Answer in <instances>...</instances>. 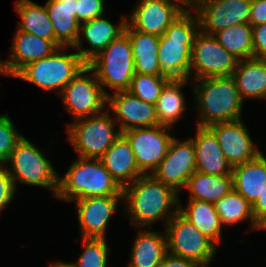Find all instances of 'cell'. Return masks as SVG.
Masks as SVG:
<instances>
[{"mask_svg": "<svg viewBox=\"0 0 266 267\" xmlns=\"http://www.w3.org/2000/svg\"><path fill=\"white\" fill-rule=\"evenodd\" d=\"M119 24L113 25L103 16L80 24L79 37L72 48H75L80 57L88 64L94 57L102 52L113 40L117 39L125 31L127 17L120 18ZM81 35L90 45L84 48Z\"/></svg>", "mask_w": 266, "mask_h": 267, "instance_id": "19", "label": "cell"}, {"mask_svg": "<svg viewBox=\"0 0 266 267\" xmlns=\"http://www.w3.org/2000/svg\"><path fill=\"white\" fill-rule=\"evenodd\" d=\"M12 43L7 62L13 77L27 64L48 57L60 48L56 41L19 30H16Z\"/></svg>", "mask_w": 266, "mask_h": 267, "instance_id": "21", "label": "cell"}, {"mask_svg": "<svg viewBox=\"0 0 266 267\" xmlns=\"http://www.w3.org/2000/svg\"><path fill=\"white\" fill-rule=\"evenodd\" d=\"M130 39L135 73L159 75V36L134 30L126 23L124 31Z\"/></svg>", "mask_w": 266, "mask_h": 267, "instance_id": "26", "label": "cell"}, {"mask_svg": "<svg viewBox=\"0 0 266 267\" xmlns=\"http://www.w3.org/2000/svg\"><path fill=\"white\" fill-rule=\"evenodd\" d=\"M232 77L243 101L266 98V59L238 60Z\"/></svg>", "mask_w": 266, "mask_h": 267, "instance_id": "25", "label": "cell"}, {"mask_svg": "<svg viewBox=\"0 0 266 267\" xmlns=\"http://www.w3.org/2000/svg\"><path fill=\"white\" fill-rule=\"evenodd\" d=\"M193 11H183L159 39V75L168 81L189 79L192 46L200 31L198 16L192 15Z\"/></svg>", "mask_w": 266, "mask_h": 267, "instance_id": "2", "label": "cell"}, {"mask_svg": "<svg viewBox=\"0 0 266 267\" xmlns=\"http://www.w3.org/2000/svg\"><path fill=\"white\" fill-rule=\"evenodd\" d=\"M185 188L190 191L189 200L215 203L233 191V176L196 171L188 178Z\"/></svg>", "mask_w": 266, "mask_h": 267, "instance_id": "29", "label": "cell"}, {"mask_svg": "<svg viewBox=\"0 0 266 267\" xmlns=\"http://www.w3.org/2000/svg\"><path fill=\"white\" fill-rule=\"evenodd\" d=\"M107 107L114 113L121 133L143 127L159 125L155 105L142 101L128 90L107 95Z\"/></svg>", "mask_w": 266, "mask_h": 267, "instance_id": "15", "label": "cell"}, {"mask_svg": "<svg viewBox=\"0 0 266 267\" xmlns=\"http://www.w3.org/2000/svg\"><path fill=\"white\" fill-rule=\"evenodd\" d=\"M109 112L83 117L67 124V137L78 157L100 159L122 134Z\"/></svg>", "mask_w": 266, "mask_h": 267, "instance_id": "7", "label": "cell"}, {"mask_svg": "<svg viewBox=\"0 0 266 267\" xmlns=\"http://www.w3.org/2000/svg\"><path fill=\"white\" fill-rule=\"evenodd\" d=\"M22 138L23 135L14 127L8 112L0 115V165L7 164L11 152Z\"/></svg>", "mask_w": 266, "mask_h": 267, "instance_id": "36", "label": "cell"}, {"mask_svg": "<svg viewBox=\"0 0 266 267\" xmlns=\"http://www.w3.org/2000/svg\"><path fill=\"white\" fill-rule=\"evenodd\" d=\"M0 75L12 76L10 69L8 67V62L5 60H0Z\"/></svg>", "mask_w": 266, "mask_h": 267, "instance_id": "44", "label": "cell"}, {"mask_svg": "<svg viewBox=\"0 0 266 267\" xmlns=\"http://www.w3.org/2000/svg\"><path fill=\"white\" fill-rule=\"evenodd\" d=\"M196 136L190 137L195 148L196 171L208 175H232V166L214 132L209 127H196Z\"/></svg>", "mask_w": 266, "mask_h": 267, "instance_id": "20", "label": "cell"}, {"mask_svg": "<svg viewBox=\"0 0 266 267\" xmlns=\"http://www.w3.org/2000/svg\"><path fill=\"white\" fill-rule=\"evenodd\" d=\"M100 159L122 188L144 175L138 169L130 142L123 134L116 139Z\"/></svg>", "mask_w": 266, "mask_h": 267, "instance_id": "22", "label": "cell"}, {"mask_svg": "<svg viewBox=\"0 0 266 267\" xmlns=\"http://www.w3.org/2000/svg\"><path fill=\"white\" fill-rule=\"evenodd\" d=\"M167 253L197 262L208 267L218 251L217 246L179 211L164 227Z\"/></svg>", "mask_w": 266, "mask_h": 267, "instance_id": "9", "label": "cell"}, {"mask_svg": "<svg viewBox=\"0 0 266 267\" xmlns=\"http://www.w3.org/2000/svg\"><path fill=\"white\" fill-rule=\"evenodd\" d=\"M137 4L127 23L138 32L159 37L183 12L177 4L168 0H139Z\"/></svg>", "mask_w": 266, "mask_h": 267, "instance_id": "18", "label": "cell"}, {"mask_svg": "<svg viewBox=\"0 0 266 267\" xmlns=\"http://www.w3.org/2000/svg\"><path fill=\"white\" fill-rule=\"evenodd\" d=\"M104 0H78L76 19L84 23L103 16L106 11Z\"/></svg>", "mask_w": 266, "mask_h": 267, "instance_id": "37", "label": "cell"}, {"mask_svg": "<svg viewBox=\"0 0 266 267\" xmlns=\"http://www.w3.org/2000/svg\"><path fill=\"white\" fill-rule=\"evenodd\" d=\"M178 211L216 246L220 244L223 225L214 203L188 200L187 205L183 207L179 200Z\"/></svg>", "mask_w": 266, "mask_h": 267, "instance_id": "27", "label": "cell"}, {"mask_svg": "<svg viewBox=\"0 0 266 267\" xmlns=\"http://www.w3.org/2000/svg\"><path fill=\"white\" fill-rule=\"evenodd\" d=\"M158 267H202L197 262L167 253Z\"/></svg>", "mask_w": 266, "mask_h": 267, "instance_id": "41", "label": "cell"}, {"mask_svg": "<svg viewBox=\"0 0 266 267\" xmlns=\"http://www.w3.org/2000/svg\"><path fill=\"white\" fill-rule=\"evenodd\" d=\"M49 267H73L71 262L64 263L63 261L58 262H51Z\"/></svg>", "mask_w": 266, "mask_h": 267, "instance_id": "46", "label": "cell"}, {"mask_svg": "<svg viewBox=\"0 0 266 267\" xmlns=\"http://www.w3.org/2000/svg\"><path fill=\"white\" fill-rule=\"evenodd\" d=\"M253 58L266 59V23L252 27Z\"/></svg>", "mask_w": 266, "mask_h": 267, "instance_id": "39", "label": "cell"}, {"mask_svg": "<svg viewBox=\"0 0 266 267\" xmlns=\"http://www.w3.org/2000/svg\"><path fill=\"white\" fill-rule=\"evenodd\" d=\"M83 252L73 267H108V254L110 252L106 238H82Z\"/></svg>", "mask_w": 266, "mask_h": 267, "instance_id": "35", "label": "cell"}, {"mask_svg": "<svg viewBox=\"0 0 266 267\" xmlns=\"http://www.w3.org/2000/svg\"><path fill=\"white\" fill-rule=\"evenodd\" d=\"M233 190L242 195L251 205L266 189V170L257 157L244 164L232 167Z\"/></svg>", "mask_w": 266, "mask_h": 267, "instance_id": "28", "label": "cell"}, {"mask_svg": "<svg viewBox=\"0 0 266 267\" xmlns=\"http://www.w3.org/2000/svg\"><path fill=\"white\" fill-rule=\"evenodd\" d=\"M171 129L156 125L133 128L122 133L130 142L138 169L144 175H151L166 156L173 139L169 134Z\"/></svg>", "mask_w": 266, "mask_h": 267, "instance_id": "12", "label": "cell"}, {"mask_svg": "<svg viewBox=\"0 0 266 267\" xmlns=\"http://www.w3.org/2000/svg\"><path fill=\"white\" fill-rule=\"evenodd\" d=\"M252 212L256 222L266 214V189L259 195L256 202L252 205Z\"/></svg>", "mask_w": 266, "mask_h": 267, "instance_id": "42", "label": "cell"}, {"mask_svg": "<svg viewBox=\"0 0 266 267\" xmlns=\"http://www.w3.org/2000/svg\"><path fill=\"white\" fill-rule=\"evenodd\" d=\"M96 74L103 91L104 86L113 92L129 89L135 74L132 47L124 32L87 64Z\"/></svg>", "mask_w": 266, "mask_h": 267, "instance_id": "8", "label": "cell"}, {"mask_svg": "<svg viewBox=\"0 0 266 267\" xmlns=\"http://www.w3.org/2000/svg\"><path fill=\"white\" fill-rule=\"evenodd\" d=\"M252 0H193L200 31L214 35L237 24H249Z\"/></svg>", "mask_w": 266, "mask_h": 267, "instance_id": "13", "label": "cell"}, {"mask_svg": "<svg viewBox=\"0 0 266 267\" xmlns=\"http://www.w3.org/2000/svg\"><path fill=\"white\" fill-rule=\"evenodd\" d=\"M258 158L264 163L265 165V170H266V157L263 154V152L261 151L260 154L258 155Z\"/></svg>", "mask_w": 266, "mask_h": 267, "instance_id": "47", "label": "cell"}, {"mask_svg": "<svg viewBox=\"0 0 266 267\" xmlns=\"http://www.w3.org/2000/svg\"><path fill=\"white\" fill-rule=\"evenodd\" d=\"M60 96L74 120L101 114L107 107V95L88 65L64 87Z\"/></svg>", "mask_w": 266, "mask_h": 267, "instance_id": "10", "label": "cell"}, {"mask_svg": "<svg viewBox=\"0 0 266 267\" xmlns=\"http://www.w3.org/2000/svg\"><path fill=\"white\" fill-rule=\"evenodd\" d=\"M217 137L219 146L229 164L234 167L254 160L261 150L252 141L242 119L233 122L215 123L209 126Z\"/></svg>", "mask_w": 266, "mask_h": 267, "instance_id": "16", "label": "cell"}, {"mask_svg": "<svg viewBox=\"0 0 266 267\" xmlns=\"http://www.w3.org/2000/svg\"><path fill=\"white\" fill-rule=\"evenodd\" d=\"M6 168L17 188L18 182L48 188L56 198L59 174L46 155L25 136L16 144ZM10 167H9V166Z\"/></svg>", "mask_w": 266, "mask_h": 267, "instance_id": "6", "label": "cell"}, {"mask_svg": "<svg viewBox=\"0 0 266 267\" xmlns=\"http://www.w3.org/2000/svg\"><path fill=\"white\" fill-rule=\"evenodd\" d=\"M194 172L196 155L192 140L188 138L181 141L173 137L166 156L151 175L179 194Z\"/></svg>", "mask_w": 266, "mask_h": 267, "instance_id": "14", "label": "cell"}, {"mask_svg": "<svg viewBox=\"0 0 266 267\" xmlns=\"http://www.w3.org/2000/svg\"><path fill=\"white\" fill-rule=\"evenodd\" d=\"M14 5L21 20L16 30L34 34L44 40L55 41L53 24L45 5L30 0H16Z\"/></svg>", "mask_w": 266, "mask_h": 267, "instance_id": "30", "label": "cell"}, {"mask_svg": "<svg viewBox=\"0 0 266 267\" xmlns=\"http://www.w3.org/2000/svg\"><path fill=\"white\" fill-rule=\"evenodd\" d=\"M237 63L238 59L228 52L213 35L199 31L192 46L189 80L232 76Z\"/></svg>", "mask_w": 266, "mask_h": 267, "instance_id": "11", "label": "cell"}, {"mask_svg": "<svg viewBox=\"0 0 266 267\" xmlns=\"http://www.w3.org/2000/svg\"><path fill=\"white\" fill-rule=\"evenodd\" d=\"M16 195V188L6 165H0V213L9 205Z\"/></svg>", "mask_w": 266, "mask_h": 267, "instance_id": "38", "label": "cell"}, {"mask_svg": "<svg viewBox=\"0 0 266 267\" xmlns=\"http://www.w3.org/2000/svg\"><path fill=\"white\" fill-rule=\"evenodd\" d=\"M167 82L160 75L135 73L128 91L142 101L155 105Z\"/></svg>", "mask_w": 266, "mask_h": 267, "instance_id": "34", "label": "cell"}, {"mask_svg": "<svg viewBox=\"0 0 266 267\" xmlns=\"http://www.w3.org/2000/svg\"><path fill=\"white\" fill-rule=\"evenodd\" d=\"M123 196H101L75 199L77 220L82 238H106L112 215L118 210Z\"/></svg>", "mask_w": 266, "mask_h": 267, "instance_id": "17", "label": "cell"}, {"mask_svg": "<svg viewBox=\"0 0 266 267\" xmlns=\"http://www.w3.org/2000/svg\"><path fill=\"white\" fill-rule=\"evenodd\" d=\"M68 47L58 48L52 55L24 66L14 77L35 84L45 92L64 87L87 65L77 52L65 53Z\"/></svg>", "mask_w": 266, "mask_h": 267, "instance_id": "5", "label": "cell"}, {"mask_svg": "<svg viewBox=\"0 0 266 267\" xmlns=\"http://www.w3.org/2000/svg\"><path fill=\"white\" fill-rule=\"evenodd\" d=\"M222 225H235L243 220L250 221L251 229L256 230L257 222L253 216L252 205L234 190L214 203Z\"/></svg>", "mask_w": 266, "mask_h": 267, "instance_id": "33", "label": "cell"}, {"mask_svg": "<svg viewBox=\"0 0 266 267\" xmlns=\"http://www.w3.org/2000/svg\"><path fill=\"white\" fill-rule=\"evenodd\" d=\"M77 6L78 0H48L45 3L53 24L55 41L60 47H73L79 37Z\"/></svg>", "mask_w": 266, "mask_h": 267, "instance_id": "23", "label": "cell"}, {"mask_svg": "<svg viewBox=\"0 0 266 267\" xmlns=\"http://www.w3.org/2000/svg\"><path fill=\"white\" fill-rule=\"evenodd\" d=\"M238 60L253 58V36L250 24H237L213 35Z\"/></svg>", "mask_w": 266, "mask_h": 267, "instance_id": "32", "label": "cell"}, {"mask_svg": "<svg viewBox=\"0 0 266 267\" xmlns=\"http://www.w3.org/2000/svg\"><path fill=\"white\" fill-rule=\"evenodd\" d=\"M266 23V0H252L249 24L254 27Z\"/></svg>", "mask_w": 266, "mask_h": 267, "instance_id": "40", "label": "cell"}, {"mask_svg": "<svg viewBox=\"0 0 266 267\" xmlns=\"http://www.w3.org/2000/svg\"><path fill=\"white\" fill-rule=\"evenodd\" d=\"M123 203L136 228L151 226L159 220L166 226L178 212L179 194L152 175H142L123 187Z\"/></svg>", "mask_w": 266, "mask_h": 267, "instance_id": "1", "label": "cell"}, {"mask_svg": "<svg viewBox=\"0 0 266 267\" xmlns=\"http://www.w3.org/2000/svg\"><path fill=\"white\" fill-rule=\"evenodd\" d=\"M188 81L189 79L168 81L163 87L155 104L159 125L172 127L183 117L186 102L182 88Z\"/></svg>", "mask_w": 266, "mask_h": 267, "instance_id": "31", "label": "cell"}, {"mask_svg": "<svg viewBox=\"0 0 266 267\" xmlns=\"http://www.w3.org/2000/svg\"><path fill=\"white\" fill-rule=\"evenodd\" d=\"M131 254L129 267H158L167 254L166 234L148 230L145 227L137 228Z\"/></svg>", "mask_w": 266, "mask_h": 267, "instance_id": "24", "label": "cell"}, {"mask_svg": "<svg viewBox=\"0 0 266 267\" xmlns=\"http://www.w3.org/2000/svg\"><path fill=\"white\" fill-rule=\"evenodd\" d=\"M192 86L197 102L194 106L200 112L196 126L209 127L242 119L244 101L232 76L198 79Z\"/></svg>", "mask_w": 266, "mask_h": 267, "instance_id": "3", "label": "cell"}, {"mask_svg": "<svg viewBox=\"0 0 266 267\" xmlns=\"http://www.w3.org/2000/svg\"><path fill=\"white\" fill-rule=\"evenodd\" d=\"M168 1H171L175 4H177L183 11L192 9L193 0H168ZM183 6H185V7H183ZM185 8H189V9H185Z\"/></svg>", "mask_w": 266, "mask_h": 267, "instance_id": "43", "label": "cell"}, {"mask_svg": "<svg viewBox=\"0 0 266 267\" xmlns=\"http://www.w3.org/2000/svg\"><path fill=\"white\" fill-rule=\"evenodd\" d=\"M101 196H123V188L101 159L79 157L72 162L63 177H58V200L72 202L75 199Z\"/></svg>", "mask_w": 266, "mask_h": 267, "instance_id": "4", "label": "cell"}, {"mask_svg": "<svg viewBox=\"0 0 266 267\" xmlns=\"http://www.w3.org/2000/svg\"><path fill=\"white\" fill-rule=\"evenodd\" d=\"M266 230V214L257 222L256 230Z\"/></svg>", "mask_w": 266, "mask_h": 267, "instance_id": "45", "label": "cell"}]
</instances>
